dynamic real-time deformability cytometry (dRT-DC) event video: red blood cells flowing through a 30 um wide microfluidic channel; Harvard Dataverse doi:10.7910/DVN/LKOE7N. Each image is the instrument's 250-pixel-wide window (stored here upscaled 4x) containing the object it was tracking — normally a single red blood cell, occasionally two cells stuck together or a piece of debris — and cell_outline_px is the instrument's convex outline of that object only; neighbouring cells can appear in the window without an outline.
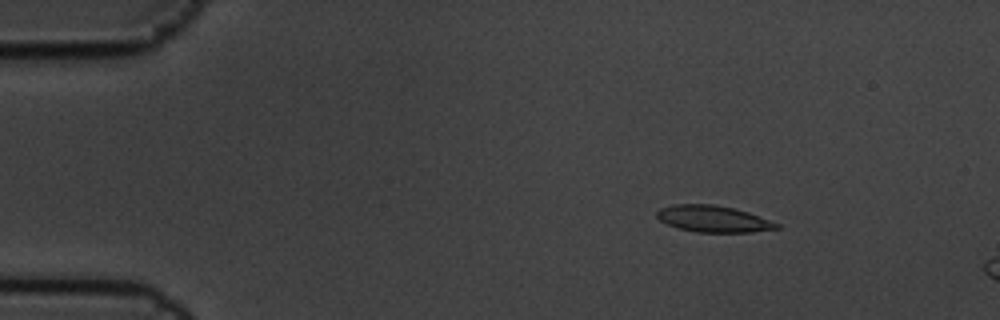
{"species": "common noctule bat (a hibernating species)", "species_latin": "Nyctalus noctula", "temperature_condition": "cold", "stored_images_in_passage": 3, "camera_frame_rate_fps": 3000, "um_per_image_px": 0.085, "animal": {"sex": "male", "body_mass_g": 19.5, "forearm_length_mm": 54.6}, "frame": {"image": 1, "passage_image": 1, "time_ms": 0.0, "image_size_px": [1000, 320], "cell_outline_px": [[780, 228], [752, 232], [696, 232], [676, 228], [660, 220], [656, 216], [656, 212], [660, 208], [672, 204], [716, 204], [748, 212], [780, 224]], "centroid_in_image_um": [60.6, 18.6], "position_along_channel_um": 24.4, "area_um2": 18.55}}